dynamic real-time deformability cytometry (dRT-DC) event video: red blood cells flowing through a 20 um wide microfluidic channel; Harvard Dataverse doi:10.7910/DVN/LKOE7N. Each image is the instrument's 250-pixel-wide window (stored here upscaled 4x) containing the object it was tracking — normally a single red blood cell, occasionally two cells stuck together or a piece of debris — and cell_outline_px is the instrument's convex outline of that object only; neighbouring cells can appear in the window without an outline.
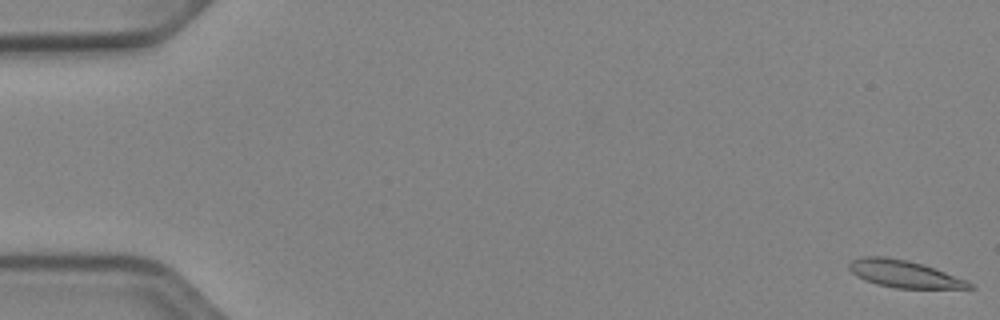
{"species": "Egyptian fruit bat (a non-hibernating species)", "species_latin": "Rousettus aegyptiacus", "temperature_condition": "cold", "stored_images_in_passage": 53, "camera_frame_rate_fps": 3000, "um_per_image_px": 0.085, "animal": {"sex": "female"}, "frame": {"image": 1, "passage_image": 1, "time_ms": 0.0, "image_size_px": [1000, 320], "cell_outline_px": [[976, 288], [896, 288], [876, 284], [864, 280], [856, 276], [848, 268], [848, 264], [852, 260], [860, 256], [884, 256], [908, 260], [924, 264], [964, 280], [972, 284]], "centroid_in_image_um": [76.77, 23.27], "position_along_channel_um": 8.2, "area_um2": 18.96}}
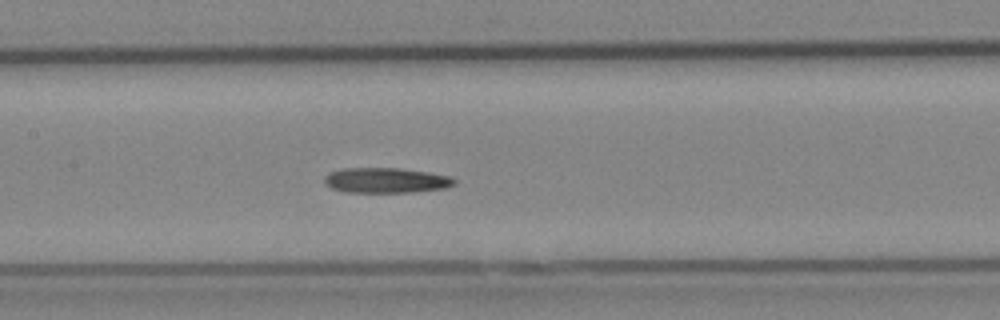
{"frame": {"image": 2, "passage_image": 26, "time_ms": 8.333, "image_size_px": [1000, 320], "cell_outline_px": [[456, 184], [444, 188], [412, 192], [344, 192], [332, 188], [324, 184], [324, 176], [328, 172], [340, 168], [400, 168], [428, 172], [448, 176], [456, 180]], "centroid_in_image_um": [32.75, 15.32], "position_along_channel_um": 174.6, "area_um2": 19.19}}
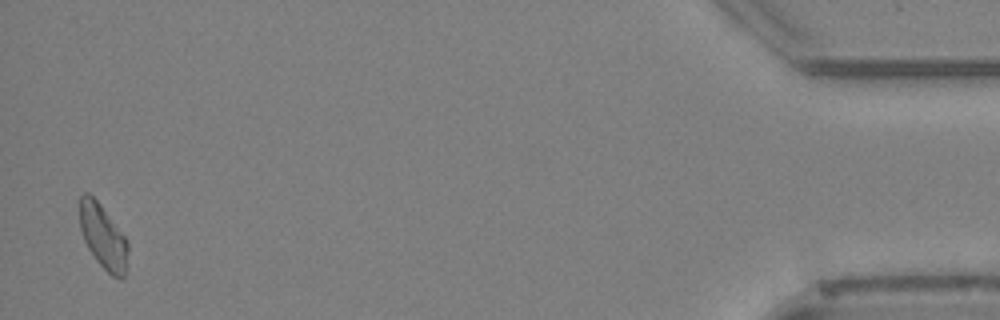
{"frame": {"image": 3, "passage_image": 52, "time_ms": 17.0, "image_size_px": [1000, 320], "cell_outline_px": [[128, 248], [124, 276], [120, 280], [112, 276], [96, 260], [88, 248], [84, 240], [80, 228], [80, 196], [84, 192], [88, 192], [100, 204], [124, 236], [128, 244]], "centroid_in_image_um": [8.74, 20.12], "position_along_channel_um": 426.5, "area_um2": 17.74}}